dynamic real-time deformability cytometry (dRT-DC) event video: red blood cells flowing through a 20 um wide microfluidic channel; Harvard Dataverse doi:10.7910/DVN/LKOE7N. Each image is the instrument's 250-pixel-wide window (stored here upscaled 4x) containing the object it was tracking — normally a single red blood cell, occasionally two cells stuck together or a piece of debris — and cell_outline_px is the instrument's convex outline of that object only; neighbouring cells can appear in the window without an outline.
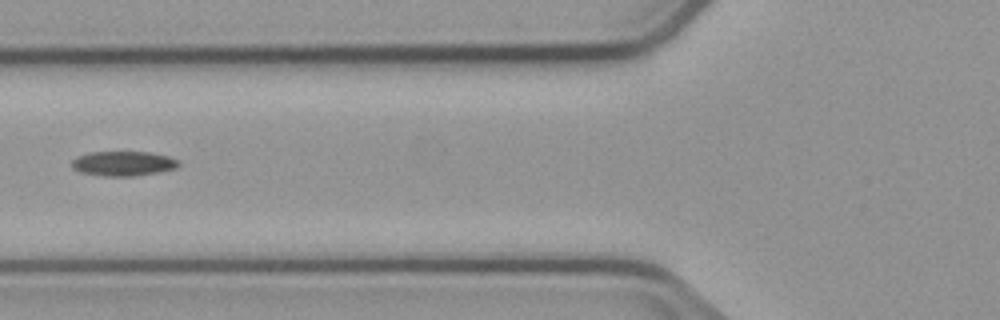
{"species": "common noctule bat (a hibernating species)", "species_latin": "Nyctalus noctula", "temperature_condition": "cold", "stored_images_in_passage": 6, "camera_frame_rate_fps": 3000, "um_per_image_px": 0.085, "animal": {"sex": "male", "body_mass_g": 23.1, "forearm_length_mm": 52.7}, "frame": {"image": 1, "passage_image": 5, "time_ms": 5.667, "image_size_px": [1000, 320], "cell_outline_px": [[180, 164], [176, 168], [156, 172], [132, 176], [104, 176], [80, 172], [72, 168], [72, 160], [76, 156], [92, 152], [148, 152], [168, 156], [176, 160]], "centroid_in_image_um": [10.43, 13.9], "position_along_channel_um": 115.4, "area_um2": 15.2}}
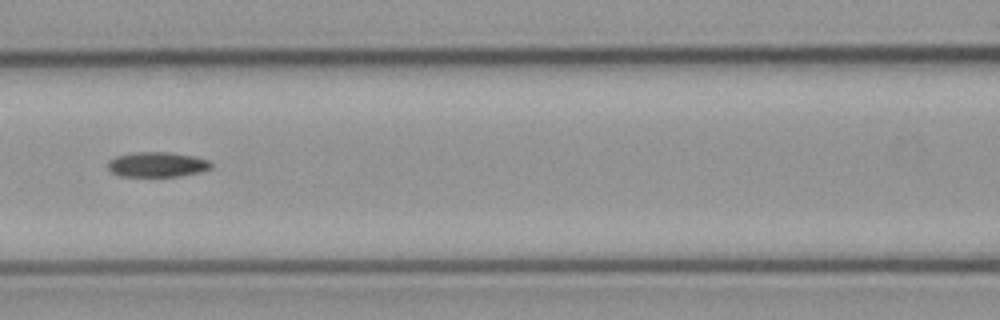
{"frame": {"image": 2, "passage_image": 6, "time_ms": 6.667, "image_size_px": [1000, 320], "cell_outline_px": [[212, 168], [200, 172], [180, 176], [120, 176], [112, 172], [108, 168], [108, 160], [116, 156], [136, 152], [168, 152], [196, 156], [208, 160], [212, 164]], "centroid_in_image_um": [13.38, 13.98], "position_along_channel_um": 153.2, "area_um2": 15.09}}